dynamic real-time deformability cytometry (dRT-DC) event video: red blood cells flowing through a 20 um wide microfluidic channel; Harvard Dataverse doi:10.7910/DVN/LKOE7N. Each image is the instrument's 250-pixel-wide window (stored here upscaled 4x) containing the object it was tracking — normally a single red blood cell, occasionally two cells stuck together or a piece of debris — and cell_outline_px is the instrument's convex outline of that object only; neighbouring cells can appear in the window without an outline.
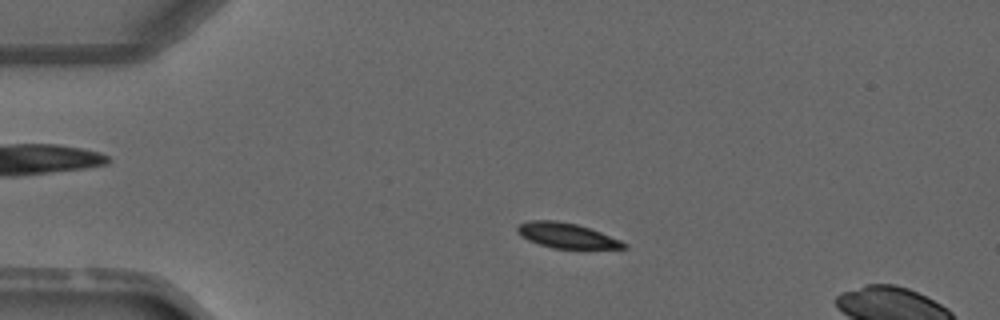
{"species": "common noctule bat (a hibernating species)", "species_latin": "Nyctalus noctula", "temperature_condition": "warm", "stored_images_in_passage": 3, "camera_frame_rate_fps": 3000, "um_per_image_px": 0.085, "animal": {"sex": "male", "forearm_length_mm": 52.5}, "frame": {"image": 1, "passage_image": 2, "time_ms": 1.0, "image_size_px": [1000, 320], "cell_outline_px": [[628, 248], [552, 248], [528, 240], [516, 232], [516, 228], [520, 224], [528, 220], [556, 220], [576, 224], [600, 232], [620, 240], [628, 244]], "centroid_in_image_um": [48.14, 20.01], "position_along_channel_um": 36.9, "area_um2": 15.37}}